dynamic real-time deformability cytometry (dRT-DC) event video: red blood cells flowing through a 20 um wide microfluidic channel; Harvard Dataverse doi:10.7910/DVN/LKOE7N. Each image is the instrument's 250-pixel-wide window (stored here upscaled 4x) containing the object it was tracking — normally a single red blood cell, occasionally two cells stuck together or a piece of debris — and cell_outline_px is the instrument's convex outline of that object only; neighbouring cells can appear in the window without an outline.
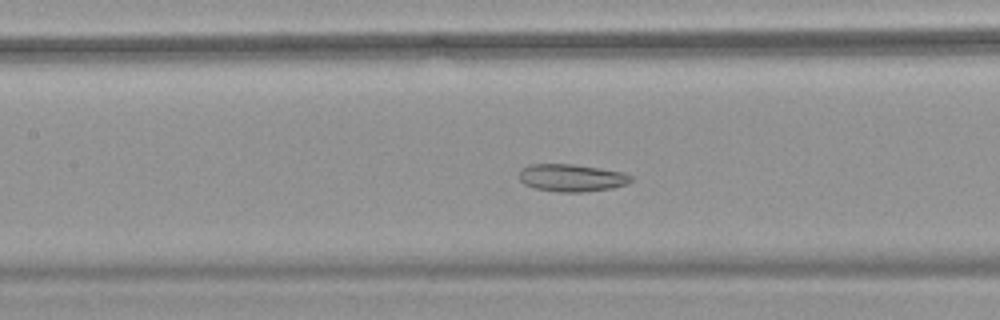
{"species": "common noctule bat (a hibernating species)", "species_latin": "Nyctalus noctula", "temperature_condition": "warm", "stored_images_in_passage": 54, "camera_frame_rate_fps": 3000, "um_per_image_px": 0.085, "animal": {"sex": "female", "body_mass_g": 18.4}, "frame": {"image": 1, "passage_image": 26, "time_ms": 8.333, "image_size_px": [1000, 320], "cell_outline_px": [[632, 180], [628, 184], [612, 188], [584, 192], [560, 192], [536, 188], [524, 184], [520, 180], [520, 168], [528, 164], [572, 164], [600, 168], [624, 172], [632, 176]], "centroid_in_image_um": [48.6, 15.11], "position_along_channel_um": 158.8, "area_um2": 17.98}}
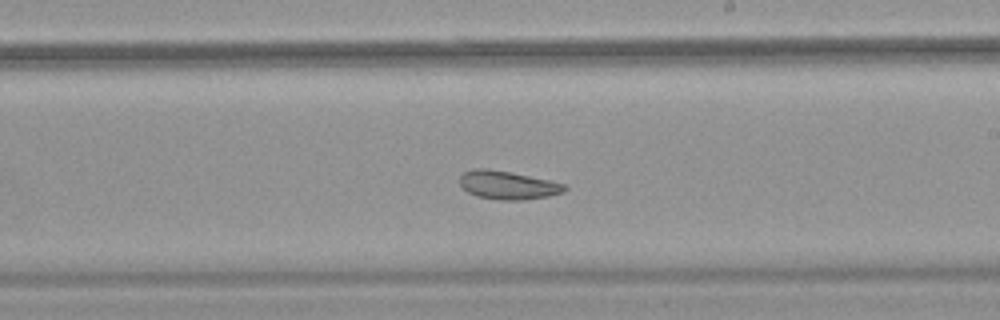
{"frame": {"image": 2, "passage_image": 33, "time_ms": 10.667, "image_size_px": [1000, 320], "cell_outline_px": [[568, 188], [564, 192], [548, 196], [520, 200], [500, 200], [476, 196], [468, 192], [460, 184], [460, 176], [464, 172], [472, 168], [488, 168], [548, 180], [564, 184]], "centroid_in_image_um": [43.13, 15.73], "position_along_channel_um": 245.9, "area_um2": 17.17}}
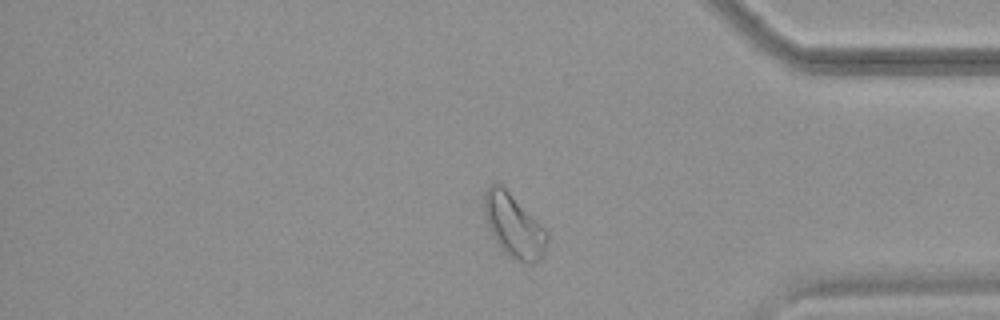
{"frame": {"image": 3, "passage_image": 46, "time_ms": 15.0, "image_size_px": [1000, 320], "cell_outline_px": [[548, 240], [544, 252], [540, 260], [532, 264], [524, 264], [516, 260], [504, 252], [492, 236], [484, 212], [484, 192], [492, 184], [500, 184], [548, 232]], "centroid_in_image_um": [43.68, 19.24], "position_along_channel_um": 391.5, "area_um2": 22.72}, "authors_computed_cell_mechanics": {"area_um2": 22.8888, "velocity_mm_per_s": 3.7564, "shape_relaxation_time_tau1_ms": null, "shape_relaxation_time_tau2_ms": 4.1719, "deformation_change_tau1": null, "deformation_change_tau2": 0.1011}}